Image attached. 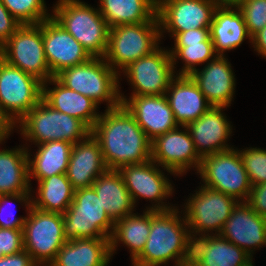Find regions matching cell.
I'll list each match as a JSON object with an SVG mask.
<instances>
[{
    "instance_id": "obj_1",
    "label": "cell",
    "mask_w": 266,
    "mask_h": 266,
    "mask_svg": "<svg viewBox=\"0 0 266 266\" xmlns=\"http://www.w3.org/2000/svg\"><path fill=\"white\" fill-rule=\"evenodd\" d=\"M91 130L108 170L151 160V140L123 104L106 109Z\"/></svg>"
},
{
    "instance_id": "obj_2",
    "label": "cell",
    "mask_w": 266,
    "mask_h": 266,
    "mask_svg": "<svg viewBox=\"0 0 266 266\" xmlns=\"http://www.w3.org/2000/svg\"><path fill=\"white\" fill-rule=\"evenodd\" d=\"M178 213L177 208L151 210L150 234L144 249L132 261L133 266H160L169 260H175V266L190 264L192 238L185 216L180 219Z\"/></svg>"
},
{
    "instance_id": "obj_3",
    "label": "cell",
    "mask_w": 266,
    "mask_h": 266,
    "mask_svg": "<svg viewBox=\"0 0 266 266\" xmlns=\"http://www.w3.org/2000/svg\"><path fill=\"white\" fill-rule=\"evenodd\" d=\"M51 15L92 57H104L109 27L98 9L79 0H58Z\"/></svg>"
},
{
    "instance_id": "obj_4",
    "label": "cell",
    "mask_w": 266,
    "mask_h": 266,
    "mask_svg": "<svg viewBox=\"0 0 266 266\" xmlns=\"http://www.w3.org/2000/svg\"><path fill=\"white\" fill-rule=\"evenodd\" d=\"M118 74L103 57H92L86 63L63 69L54 77L98 105L102 101L108 102L107 109H112L121 104Z\"/></svg>"
},
{
    "instance_id": "obj_5",
    "label": "cell",
    "mask_w": 266,
    "mask_h": 266,
    "mask_svg": "<svg viewBox=\"0 0 266 266\" xmlns=\"http://www.w3.org/2000/svg\"><path fill=\"white\" fill-rule=\"evenodd\" d=\"M18 123L21 135L35 145L49 141L75 144L91 134V130L81 120L53 109L43 99Z\"/></svg>"
},
{
    "instance_id": "obj_6",
    "label": "cell",
    "mask_w": 266,
    "mask_h": 266,
    "mask_svg": "<svg viewBox=\"0 0 266 266\" xmlns=\"http://www.w3.org/2000/svg\"><path fill=\"white\" fill-rule=\"evenodd\" d=\"M43 96V82L0 58V118L12 130Z\"/></svg>"
},
{
    "instance_id": "obj_7",
    "label": "cell",
    "mask_w": 266,
    "mask_h": 266,
    "mask_svg": "<svg viewBox=\"0 0 266 266\" xmlns=\"http://www.w3.org/2000/svg\"><path fill=\"white\" fill-rule=\"evenodd\" d=\"M160 38L162 37L159 22L111 27L107 50L103 58L118 73L116 69L123 70L132 62L151 54L160 47L158 45Z\"/></svg>"
},
{
    "instance_id": "obj_8",
    "label": "cell",
    "mask_w": 266,
    "mask_h": 266,
    "mask_svg": "<svg viewBox=\"0 0 266 266\" xmlns=\"http://www.w3.org/2000/svg\"><path fill=\"white\" fill-rule=\"evenodd\" d=\"M63 230L67 241L111 237L114 222L105 212L93 187L74 190L73 201L63 214Z\"/></svg>"
},
{
    "instance_id": "obj_9",
    "label": "cell",
    "mask_w": 266,
    "mask_h": 266,
    "mask_svg": "<svg viewBox=\"0 0 266 266\" xmlns=\"http://www.w3.org/2000/svg\"><path fill=\"white\" fill-rule=\"evenodd\" d=\"M197 173L204 186L227 194L238 202H245L252 188L239 150L234 148L203 157Z\"/></svg>"
},
{
    "instance_id": "obj_10",
    "label": "cell",
    "mask_w": 266,
    "mask_h": 266,
    "mask_svg": "<svg viewBox=\"0 0 266 266\" xmlns=\"http://www.w3.org/2000/svg\"><path fill=\"white\" fill-rule=\"evenodd\" d=\"M24 250L38 266H49L67 242L63 230V214L44 212L31 207L23 228Z\"/></svg>"
},
{
    "instance_id": "obj_11",
    "label": "cell",
    "mask_w": 266,
    "mask_h": 266,
    "mask_svg": "<svg viewBox=\"0 0 266 266\" xmlns=\"http://www.w3.org/2000/svg\"><path fill=\"white\" fill-rule=\"evenodd\" d=\"M0 58L43 83L54 77L45 58L42 22L22 25L0 47Z\"/></svg>"
},
{
    "instance_id": "obj_12",
    "label": "cell",
    "mask_w": 266,
    "mask_h": 266,
    "mask_svg": "<svg viewBox=\"0 0 266 266\" xmlns=\"http://www.w3.org/2000/svg\"><path fill=\"white\" fill-rule=\"evenodd\" d=\"M237 203L233 197L202 185L195 195L188 198L184 207L191 238H196L197 233L200 237L206 236L210 231L220 234Z\"/></svg>"
},
{
    "instance_id": "obj_13",
    "label": "cell",
    "mask_w": 266,
    "mask_h": 266,
    "mask_svg": "<svg viewBox=\"0 0 266 266\" xmlns=\"http://www.w3.org/2000/svg\"><path fill=\"white\" fill-rule=\"evenodd\" d=\"M133 86L132 96L165 95L175 76L169 50L159 47L122 70Z\"/></svg>"
},
{
    "instance_id": "obj_14",
    "label": "cell",
    "mask_w": 266,
    "mask_h": 266,
    "mask_svg": "<svg viewBox=\"0 0 266 266\" xmlns=\"http://www.w3.org/2000/svg\"><path fill=\"white\" fill-rule=\"evenodd\" d=\"M218 6L212 0H163L157 5L160 33L172 37L190 29L210 28Z\"/></svg>"
},
{
    "instance_id": "obj_15",
    "label": "cell",
    "mask_w": 266,
    "mask_h": 266,
    "mask_svg": "<svg viewBox=\"0 0 266 266\" xmlns=\"http://www.w3.org/2000/svg\"><path fill=\"white\" fill-rule=\"evenodd\" d=\"M156 165V166H155ZM157 164L149 160L141 164L125 165L118 169L124 184L130 193L132 201L135 205L136 199L139 197L151 199L155 201L153 207L147 210L165 211L174 207L164 205L162 202L166 197L171 196L173 187L169 179L164 173L157 168ZM161 202V204H160Z\"/></svg>"
},
{
    "instance_id": "obj_16",
    "label": "cell",
    "mask_w": 266,
    "mask_h": 266,
    "mask_svg": "<svg viewBox=\"0 0 266 266\" xmlns=\"http://www.w3.org/2000/svg\"><path fill=\"white\" fill-rule=\"evenodd\" d=\"M183 128L186 129L181 131L177 127L151 142V160L174 175H182L191 167L198 171L201 165L190 132L186 126Z\"/></svg>"
},
{
    "instance_id": "obj_17",
    "label": "cell",
    "mask_w": 266,
    "mask_h": 266,
    "mask_svg": "<svg viewBox=\"0 0 266 266\" xmlns=\"http://www.w3.org/2000/svg\"><path fill=\"white\" fill-rule=\"evenodd\" d=\"M44 53L53 76L65 68L89 61L92 56L52 16L42 21Z\"/></svg>"
},
{
    "instance_id": "obj_18",
    "label": "cell",
    "mask_w": 266,
    "mask_h": 266,
    "mask_svg": "<svg viewBox=\"0 0 266 266\" xmlns=\"http://www.w3.org/2000/svg\"><path fill=\"white\" fill-rule=\"evenodd\" d=\"M119 96L121 104L133 115L151 141L180 127L165 95L130 96L129 99L122 94Z\"/></svg>"
},
{
    "instance_id": "obj_19",
    "label": "cell",
    "mask_w": 266,
    "mask_h": 266,
    "mask_svg": "<svg viewBox=\"0 0 266 266\" xmlns=\"http://www.w3.org/2000/svg\"><path fill=\"white\" fill-rule=\"evenodd\" d=\"M220 235L253 257L255 248L266 245V218L254 212L246 202H238Z\"/></svg>"
},
{
    "instance_id": "obj_20",
    "label": "cell",
    "mask_w": 266,
    "mask_h": 266,
    "mask_svg": "<svg viewBox=\"0 0 266 266\" xmlns=\"http://www.w3.org/2000/svg\"><path fill=\"white\" fill-rule=\"evenodd\" d=\"M223 108L211 106L201 117L186 126L201 159L232 149L226 144L232 128L222 113Z\"/></svg>"
},
{
    "instance_id": "obj_21",
    "label": "cell",
    "mask_w": 266,
    "mask_h": 266,
    "mask_svg": "<svg viewBox=\"0 0 266 266\" xmlns=\"http://www.w3.org/2000/svg\"><path fill=\"white\" fill-rule=\"evenodd\" d=\"M227 60L224 55H217L201 71L196 69L190 74L211 106L229 107L231 104L235 78Z\"/></svg>"
},
{
    "instance_id": "obj_22",
    "label": "cell",
    "mask_w": 266,
    "mask_h": 266,
    "mask_svg": "<svg viewBox=\"0 0 266 266\" xmlns=\"http://www.w3.org/2000/svg\"><path fill=\"white\" fill-rule=\"evenodd\" d=\"M107 170L100 144L92 134L73 144L66 176L74 190L92 187L98 176Z\"/></svg>"
},
{
    "instance_id": "obj_23",
    "label": "cell",
    "mask_w": 266,
    "mask_h": 266,
    "mask_svg": "<svg viewBox=\"0 0 266 266\" xmlns=\"http://www.w3.org/2000/svg\"><path fill=\"white\" fill-rule=\"evenodd\" d=\"M177 75L170 81L165 96L175 121L183 127L201 117L211 105L190 75Z\"/></svg>"
},
{
    "instance_id": "obj_24",
    "label": "cell",
    "mask_w": 266,
    "mask_h": 266,
    "mask_svg": "<svg viewBox=\"0 0 266 266\" xmlns=\"http://www.w3.org/2000/svg\"><path fill=\"white\" fill-rule=\"evenodd\" d=\"M251 260L248 253L220 234L192 239V266H244Z\"/></svg>"
},
{
    "instance_id": "obj_25",
    "label": "cell",
    "mask_w": 266,
    "mask_h": 266,
    "mask_svg": "<svg viewBox=\"0 0 266 266\" xmlns=\"http://www.w3.org/2000/svg\"><path fill=\"white\" fill-rule=\"evenodd\" d=\"M175 46L169 53L175 68L177 58L183 60L184 66L179 75H190L196 70L195 65L212 61L217 54L210 38V28L190 29L174 36ZM212 57V58H211Z\"/></svg>"
},
{
    "instance_id": "obj_26",
    "label": "cell",
    "mask_w": 266,
    "mask_h": 266,
    "mask_svg": "<svg viewBox=\"0 0 266 266\" xmlns=\"http://www.w3.org/2000/svg\"><path fill=\"white\" fill-rule=\"evenodd\" d=\"M47 83L55 84L54 88L48 89ZM42 99L53 109L81 120L90 130L101 115L96 112L98 108L96 102L65 87L55 77L43 83Z\"/></svg>"
},
{
    "instance_id": "obj_27",
    "label": "cell",
    "mask_w": 266,
    "mask_h": 266,
    "mask_svg": "<svg viewBox=\"0 0 266 266\" xmlns=\"http://www.w3.org/2000/svg\"><path fill=\"white\" fill-rule=\"evenodd\" d=\"M110 238H78L67 241L49 266H107Z\"/></svg>"
},
{
    "instance_id": "obj_28",
    "label": "cell",
    "mask_w": 266,
    "mask_h": 266,
    "mask_svg": "<svg viewBox=\"0 0 266 266\" xmlns=\"http://www.w3.org/2000/svg\"><path fill=\"white\" fill-rule=\"evenodd\" d=\"M246 37L252 40L239 8L218 6L210 25L215 53L223 56V52L240 46Z\"/></svg>"
},
{
    "instance_id": "obj_29",
    "label": "cell",
    "mask_w": 266,
    "mask_h": 266,
    "mask_svg": "<svg viewBox=\"0 0 266 266\" xmlns=\"http://www.w3.org/2000/svg\"><path fill=\"white\" fill-rule=\"evenodd\" d=\"M92 187L114 223L133 213L135 205L118 170H107L99 175Z\"/></svg>"
},
{
    "instance_id": "obj_30",
    "label": "cell",
    "mask_w": 266,
    "mask_h": 266,
    "mask_svg": "<svg viewBox=\"0 0 266 266\" xmlns=\"http://www.w3.org/2000/svg\"><path fill=\"white\" fill-rule=\"evenodd\" d=\"M98 10L109 28L126 24L159 22L151 0H100Z\"/></svg>"
},
{
    "instance_id": "obj_31",
    "label": "cell",
    "mask_w": 266,
    "mask_h": 266,
    "mask_svg": "<svg viewBox=\"0 0 266 266\" xmlns=\"http://www.w3.org/2000/svg\"><path fill=\"white\" fill-rule=\"evenodd\" d=\"M73 144L67 141H49L38 145L33 159L28 153L29 182L30 177L37 181L67 171Z\"/></svg>"
},
{
    "instance_id": "obj_32",
    "label": "cell",
    "mask_w": 266,
    "mask_h": 266,
    "mask_svg": "<svg viewBox=\"0 0 266 266\" xmlns=\"http://www.w3.org/2000/svg\"><path fill=\"white\" fill-rule=\"evenodd\" d=\"M0 150V195L30 193L28 149Z\"/></svg>"
},
{
    "instance_id": "obj_33",
    "label": "cell",
    "mask_w": 266,
    "mask_h": 266,
    "mask_svg": "<svg viewBox=\"0 0 266 266\" xmlns=\"http://www.w3.org/2000/svg\"><path fill=\"white\" fill-rule=\"evenodd\" d=\"M151 210L143 215L129 214L114 223V230L110 237L111 257L118 242L124 243L131 252L132 261L142 252L150 234Z\"/></svg>"
},
{
    "instance_id": "obj_34",
    "label": "cell",
    "mask_w": 266,
    "mask_h": 266,
    "mask_svg": "<svg viewBox=\"0 0 266 266\" xmlns=\"http://www.w3.org/2000/svg\"><path fill=\"white\" fill-rule=\"evenodd\" d=\"M38 185L39 198L32 199V207L44 212L64 214L74 197V189L66 173L39 180Z\"/></svg>"
},
{
    "instance_id": "obj_35",
    "label": "cell",
    "mask_w": 266,
    "mask_h": 266,
    "mask_svg": "<svg viewBox=\"0 0 266 266\" xmlns=\"http://www.w3.org/2000/svg\"><path fill=\"white\" fill-rule=\"evenodd\" d=\"M11 15L22 25H36L51 17L44 0H1Z\"/></svg>"
},
{
    "instance_id": "obj_36",
    "label": "cell",
    "mask_w": 266,
    "mask_h": 266,
    "mask_svg": "<svg viewBox=\"0 0 266 266\" xmlns=\"http://www.w3.org/2000/svg\"><path fill=\"white\" fill-rule=\"evenodd\" d=\"M239 153L251 185L266 183V150L250 147Z\"/></svg>"
},
{
    "instance_id": "obj_37",
    "label": "cell",
    "mask_w": 266,
    "mask_h": 266,
    "mask_svg": "<svg viewBox=\"0 0 266 266\" xmlns=\"http://www.w3.org/2000/svg\"><path fill=\"white\" fill-rule=\"evenodd\" d=\"M238 8L251 38L266 26V0H245Z\"/></svg>"
},
{
    "instance_id": "obj_38",
    "label": "cell",
    "mask_w": 266,
    "mask_h": 266,
    "mask_svg": "<svg viewBox=\"0 0 266 266\" xmlns=\"http://www.w3.org/2000/svg\"><path fill=\"white\" fill-rule=\"evenodd\" d=\"M31 193H19V194H6V195H0V228H9V229H22L24 222L26 221L27 217H20V218H14V213L9 210L7 213V218H3V213H5L4 205L7 204V202L11 199L17 200V202H24L25 206H27V210H30L32 207V197L30 198ZM8 204H10L8 202Z\"/></svg>"
},
{
    "instance_id": "obj_39",
    "label": "cell",
    "mask_w": 266,
    "mask_h": 266,
    "mask_svg": "<svg viewBox=\"0 0 266 266\" xmlns=\"http://www.w3.org/2000/svg\"><path fill=\"white\" fill-rule=\"evenodd\" d=\"M0 250L4 256L23 251L22 229L0 228Z\"/></svg>"
},
{
    "instance_id": "obj_40",
    "label": "cell",
    "mask_w": 266,
    "mask_h": 266,
    "mask_svg": "<svg viewBox=\"0 0 266 266\" xmlns=\"http://www.w3.org/2000/svg\"><path fill=\"white\" fill-rule=\"evenodd\" d=\"M22 26L0 0V47Z\"/></svg>"
},
{
    "instance_id": "obj_41",
    "label": "cell",
    "mask_w": 266,
    "mask_h": 266,
    "mask_svg": "<svg viewBox=\"0 0 266 266\" xmlns=\"http://www.w3.org/2000/svg\"><path fill=\"white\" fill-rule=\"evenodd\" d=\"M258 215L266 218V183L252 185L245 201Z\"/></svg>"
},
{
    "instance_id": "obj_42",
    "label": "cell",
    "mask_w": 266,
    "mask_h": 266,
    "mask_svg": "<svg viewBox=\"0 0 266 266\" xmlns=\"http://www.w3.org/2000/svg\"><path fill=\"white\" fill-rule=\"evenodd\" d=\"M0 266H38L31 255L23 250L13 255H6L0 259Z\"/></svg>"
},
{
    "instance_id": "obj_43",
    "label": "cell",
    "mask_w": 266,
    "mask_h": 266,
    "mask_svg": "<svg viewBox=\"0 0 266 266\" xmlns=\"http://www.w3.org/2000/svg\"><path fill=\"white\" fill-rule=\"evenodd\" d=\"M251 43L262 57H266V26L252 37Z\"/></svg>"
},
{
    "instance_id": "obj_44",
    "label": "cell",
    "mask_w": 266,
    "mask_h": 266,
    "mask_svg": "<svg viewBox=\"0 0 266 266\" xmlns=\"http://www.w3.org/2000/svg\"><path fill=\"white\" fill-rule=\"evenodd\" d=\"M217 6L238 7L245 0H212Z\"/></svg>"
},
{
    "instance_id": "obj_45",
    "label": "cell",
    "mask_w": 266,
    "mask_h": 266,
    "mask_svg": "<svg viewBox=\"0 0 266 266\" xmlns=\"http://www.w3.org/2000/svg\"><path fill=\"white\" fill-rule=\"evenodd\" d=\"M12 130L4 123V121L0 118V144L6 138H8L9 134H11Z\"/></svg>"
},
{
    "instance_id": "obj_46",
    "label": "cell",
    "mask_w": 266,
    "mask_h": 266,
    "mask_svg": "<svg viewBox=\"0 0 266 266\" xmlns=\"http://www.w3.org/2000/svg\"><path fill=\"white\" fill-rule=\"evenodd\" d=\"M156 6L159 5L163 0H151Z\"/></svg>"
},
{
    "instance_id": "obj_47",
    "label": "cell",
    "mask_w": 266,
    "mask_h": 266,
    "mask_svg": "<svg viewBox=\"0 0 266 266\" xmlns=\"http://www.w3.org/2000/svg\"><path fill=\"white\" fill-rule=\"evenodd\" d=\"M252 263H253V262H252V260H251L248 264H246V265H244V266H253Z\"/></svg>"
},
{
    "instance_id": "obj_48",
    "label": "cell",
    "mask_w": 266,
    "mask_h": 266,
    "mask_svg": "<svg viewBox=\"0 0 266 266\" xmlns=\"http://www.w3.org/2000/svg\"><path fill=\"white\" fill-rule=\"evenodd\" d=\"M3 256H4V255H3L2 251L0 250V259H1Z\"/></svg>"
}]
</instances>
